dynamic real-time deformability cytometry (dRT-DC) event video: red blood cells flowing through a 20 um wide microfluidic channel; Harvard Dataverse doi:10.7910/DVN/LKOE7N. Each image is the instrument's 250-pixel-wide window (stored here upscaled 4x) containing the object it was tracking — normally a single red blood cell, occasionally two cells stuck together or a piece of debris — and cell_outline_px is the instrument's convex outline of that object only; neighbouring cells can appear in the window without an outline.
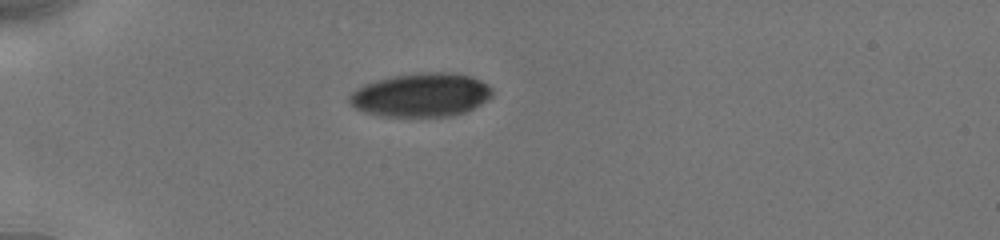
{"species": "human", "species_latin": "Homo sapiens", "temperature_condition": "cold", "stored_images_in_passage": 28, "camera_frame_rate_fps": 3000, "um_per_image_px": 0.085, "donor": {"sex": "male"}, "frame": {"image": 1, "passage_image": 1, "time_ms": 0.0, "image_size_px": [1000, 240], "cell_outline_px": [[492, 96], [488, 100], [464, 112], [452, 116], [380, 116], [356, 108], [348, 100], [348, 96], [352, 92], [364, 84], [396, 76], [424, 72], [444, 72], [468, 76], [480, 80], [488, 84], [492, 88]], "centroid_in_image_um": [35.82, 8.08], "position_along_channel_um": 49.2, "area_um2": 35.84}}
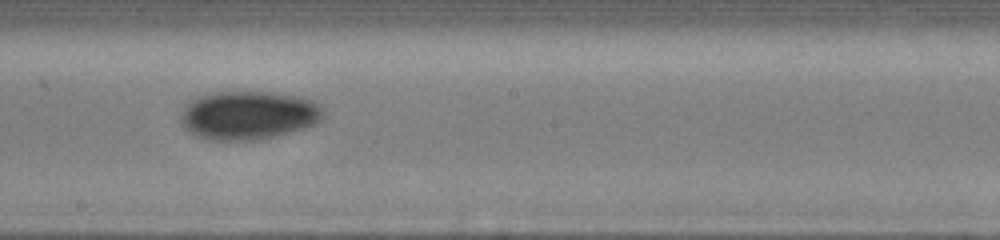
{"frame": {"image": 2, "passage_image": 13, "time_ms": 5.333, "image_size_px": [1000, 240], "cell_outline_px": [[324, 116], [316, 124], [304, 128], [272, 136], [252, 140], [208, 140], [196, 136], [184, 128], [184, 108], [192, 100], [200, 96], [216, 92], [272, 92], [300, 96], [316, 100], [320, 104], [324, 112]], "centroid_in_image_um": [21.19, 9.78], "position_along_channel_um": 227.0, "area_um2": 40.06}}
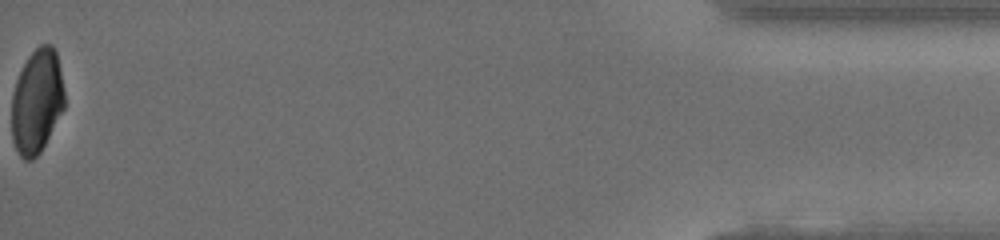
{"frame": {"image": 3, "passage_image": 28, "time_ms": 12.667, "image_size_px": [1000, 240], "cell_outline_px": [[64, 108], [40, 152], [32, 160], [24, 160], [20, 156], [12, 140], [12, 96], [16, 80], [28, 56], [40, 44], [52, 44], [56, 52], [64, 92]], "centroid_in_image_um": [3.12, 8.62], "position_along_channel_um": 432.1, "area_um2": 31.79}, "authors_computed_cell_mechanics": {"area_um2": 37.0787, "velocity_mm_per_s": 3.9138, "shape_relaxation_time_tau1_ms": 2.646, "shape_relaxation_time_tau2_ms": 6.1482, "deformation_change_tau1": 0.093, "deformation_change_tau2": 0.0641}}